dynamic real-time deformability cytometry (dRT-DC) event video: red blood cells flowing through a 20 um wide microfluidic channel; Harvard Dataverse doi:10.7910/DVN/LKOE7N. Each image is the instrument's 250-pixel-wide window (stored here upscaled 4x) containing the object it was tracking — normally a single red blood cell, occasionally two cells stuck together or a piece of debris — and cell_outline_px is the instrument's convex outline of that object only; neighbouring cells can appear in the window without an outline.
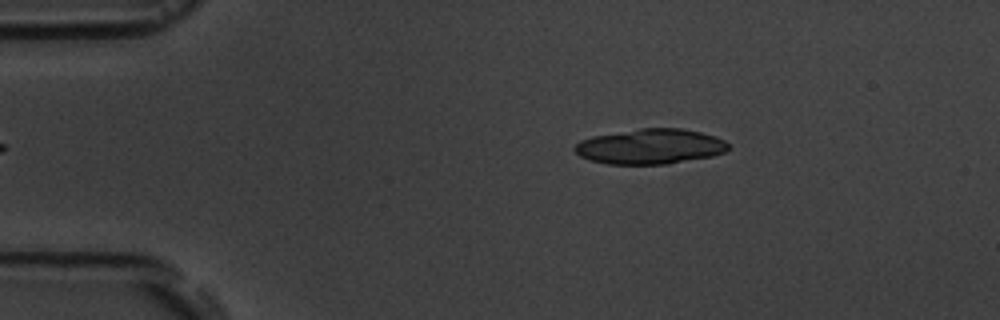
{"species": "common noctule bat (a hibernating species)", "species_latin": "Nyctalus noctula", "temperature_condition": "room temperature", "stored_images_in_passage": 6, "segment_of_instrument_passage": [2, 2], "camera_frame_rate_fps": 3000, "um_per_image_px": 0.085, "animal": {"sex": "male", "body_mass_g": 19.5, "forearm_length_mm": 54.6}, "frame": {"image": 1, "passage_image": 6, "time_ms": 6.333, "image_size_px": [1000, 320], "cell_outline_px": [[728, 148], [724, 152], [712, 156], [668, 164], [608, 164], [592, 160], [580, 156], [572, 148], [580, 140], [592, 136], [640, 128], [680, 128], [700, 132], [716, 136], [724, 140], [728, 144]], "centroid_in_image_um": [55.26, 12.45], "position_along_channel_um": 29.7, "area_um2": 31.44}}